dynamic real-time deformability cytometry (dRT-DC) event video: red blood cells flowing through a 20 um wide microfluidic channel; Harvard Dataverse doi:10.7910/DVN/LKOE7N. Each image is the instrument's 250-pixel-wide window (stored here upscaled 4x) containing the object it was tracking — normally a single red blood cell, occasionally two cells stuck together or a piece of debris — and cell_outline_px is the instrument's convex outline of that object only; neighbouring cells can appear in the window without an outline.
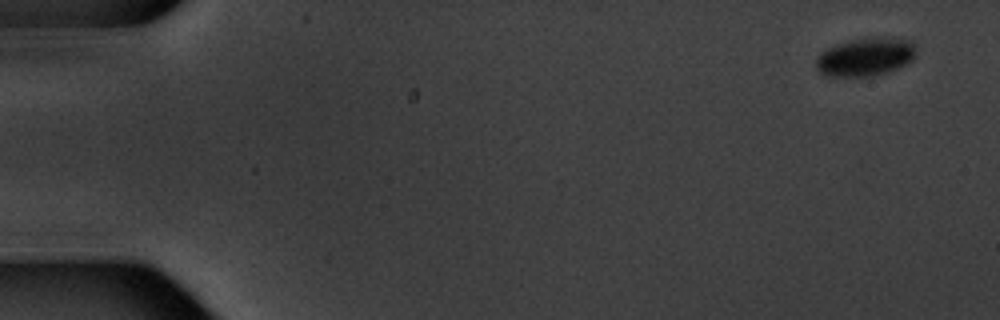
{"species": "common noctule bat (a hibernating species)", "species_latin": "Nyctalus noctula", "temperature_condition": "warm", "stored_images_in_passage": 6, "camera_frame_rate_fps": 3000, "um_per_image_px": 0.085, "animal": {"sex": "male", "body_mass_g": 20.1, "forearm_length_mm": 53.5}, "frame": {"image": 1, "passage_image": 1, "time_ms": 0.0, "image_size_px": [1000, 320], "cell_outline_px": [[916, 56], [912, 60], [888, 72], [872, 76], [832, 76], [820, 72], [816, 68], [816, 56], [820, 52], [836, 44], [852, 40], [872, 36], [908, 40], [912, 44], [916, 52]], "centroid_in_image_um": [73.54, 4.83], "position_along_channel_um": 11.5, "area_um2": 22.14}}
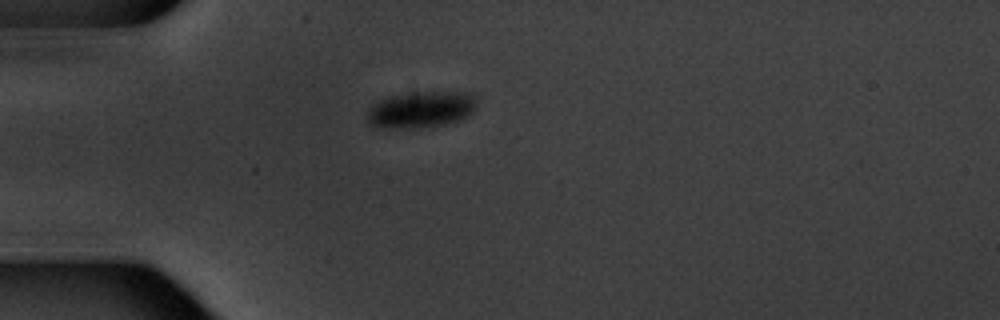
{"frame": {"image": 2, "passage_image": 5, "time_ms": 4.667, "image_size_px": [1000, 320], "cell_outline_px": [[476, 108], [468, 116], [460, 120], [444, 124], [420, 128], [392, 128], [372, 124], [368, 120], [368, 112], [380, 100], [388, 96], [424, 92], [464, 92], [472, 96], [476, 100]], "centroid_in_image_um": [35.85, 9.32], "position_along_channel_um": 49.2, "area_um2": 22.72}}